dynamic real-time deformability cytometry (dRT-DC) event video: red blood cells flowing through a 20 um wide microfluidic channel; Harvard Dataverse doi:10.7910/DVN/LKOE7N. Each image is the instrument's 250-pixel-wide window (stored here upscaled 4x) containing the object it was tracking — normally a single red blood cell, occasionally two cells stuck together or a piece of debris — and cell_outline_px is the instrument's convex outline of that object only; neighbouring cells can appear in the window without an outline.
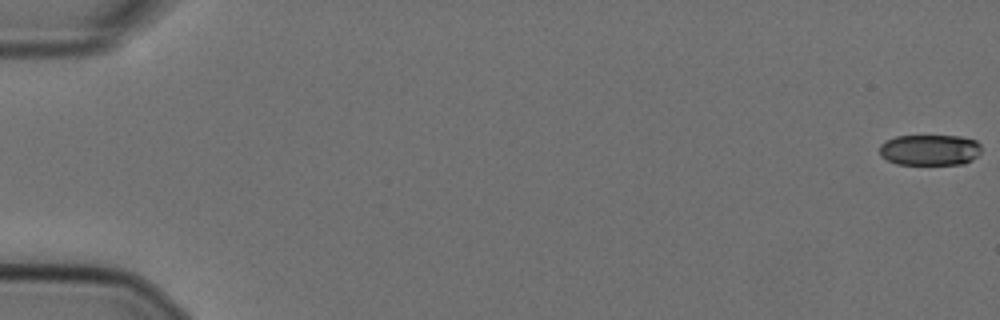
{"species": "Egyptian fruit bat (a non-hibernating species)", "species_latin": "Rousettus aegyptiacus", "temperature_condition": "cold", "stored_images_in_passage": 18, "camera_frame_rate_fps": 3000, "um_per_image_px": 0.085, "animal": {"sex": "female"}, "frame": {"image": 1, "passage_image": 1, "time_ms": 0.0, "image_size_px": [1000, 320], "cell_outline_px": [[980, 152], [972, 160], [964, 164], [896, 164], [880, 156], [880, 144], [896, 136], [960, 136], [976, 140], [980, 144]], "centroid_in_image_um": [79.04, 12.74], "position_along_channel_um": 6.0, "area_um2": 18.32}}